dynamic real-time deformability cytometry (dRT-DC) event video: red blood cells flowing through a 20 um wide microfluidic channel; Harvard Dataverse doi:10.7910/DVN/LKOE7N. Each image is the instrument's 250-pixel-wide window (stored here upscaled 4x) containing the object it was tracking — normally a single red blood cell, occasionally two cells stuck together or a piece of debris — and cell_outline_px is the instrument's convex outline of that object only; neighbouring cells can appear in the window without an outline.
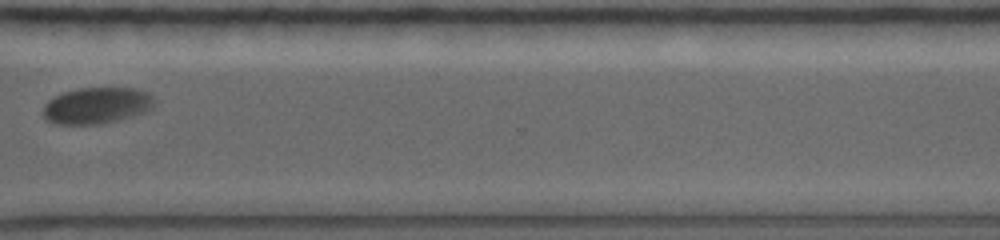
{"species": "common noctule bat (a hibernating species)", "species_latin": "Nyctalus noctula", "temperature_condition": "warm", "stored_images_in_passage": 23, "camera_frame_rate_fps": 5000, "um_per_image_px": 0.085, "animal": {"sex": "female", "body_mass_g": 19.0, "forearm_length_mm": 56.7}, "frame": {"image": 1, "passage_image": 20, "time_ms": 7.8, "image_size_px": [1000, 240], "cell_outline_px": [[156, 100], [152, 108], [148, 112], [100, 124], [56, 124], [48, 120], [44, 116], [44, 104], [48, 100], [64, 92], [80, 88], [132, 88], [148, 92]], "centroid_in_image_um": [8.26, 8.97], "position_along_channel_um": 362.3, "area_um2": 23.52}}